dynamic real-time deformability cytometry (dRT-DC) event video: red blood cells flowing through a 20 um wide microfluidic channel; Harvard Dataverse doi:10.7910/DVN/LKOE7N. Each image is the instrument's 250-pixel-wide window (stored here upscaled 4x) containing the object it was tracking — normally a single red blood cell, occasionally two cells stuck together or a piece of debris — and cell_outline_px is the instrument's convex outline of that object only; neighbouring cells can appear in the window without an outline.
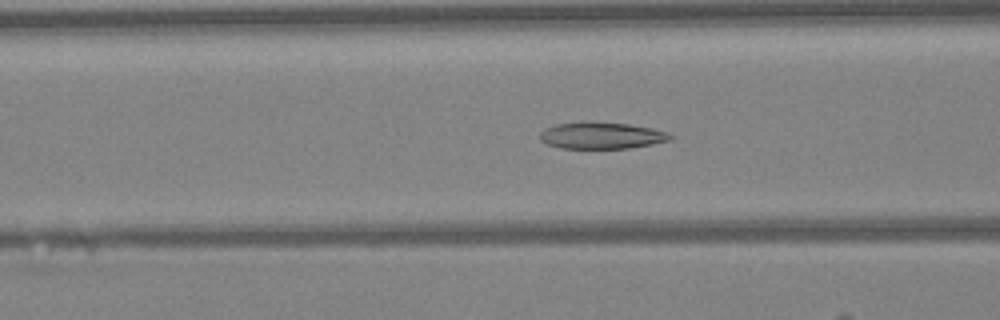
{"species": "Egyptian fruit bat (a non-hibernating species)", "species_latin": "Rousettus aegyptiacus", "temperature_condition": "warm", "stored_images_in_passage": 49, "segment_of_instrument_passage": [1, 2], "camera_frame_rate_fps": 3000, "um_per_image_px": 0.085, "animal": {"sex": "female"}, "frame": {"image": 1, "passage_image": 19, "time_ms": 6.0, "image_size_px": [1000, 320], "cell_outline_px": [[676, 136], [672, 140], [652, 144], [628, 148], [560, 148], [548, 144], [540, 140], [540, 132], [544, 128], [556, 124], [628, 124], [652, 128], [668, 132]], "centroid_in_image_um": [51.2, 11.56], "position_along_channel_um": 115.4, "area_um2": 19.59}}
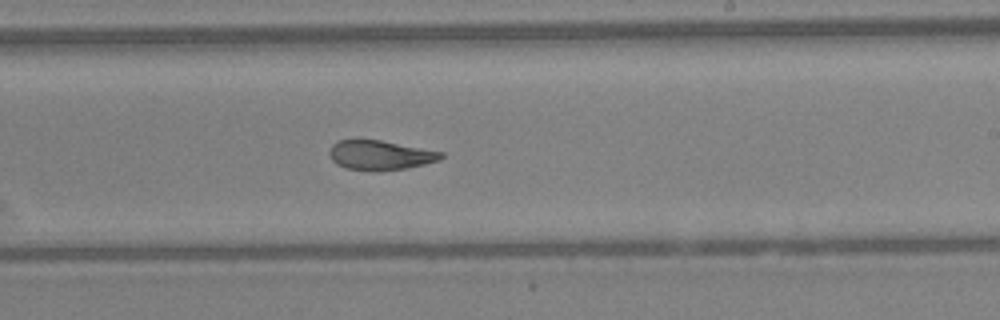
{"frame": {"image": 2, "passage_image": 29, "time_ms": 9.333, "image_size_px": [1000, 320], "cell_outline_px": [[444, 156], [440, 160], [408, 168], [376, 172], [372, 172], [344, 168], [336, 164], [332, 160], [328, 152], [332, 144], [340, 140], [380, 140], [444, 152]], "centroid_in_image_um": [32.31, 13.21], "position_along_channel_um": 256.7, "area_um2": 19.48}}
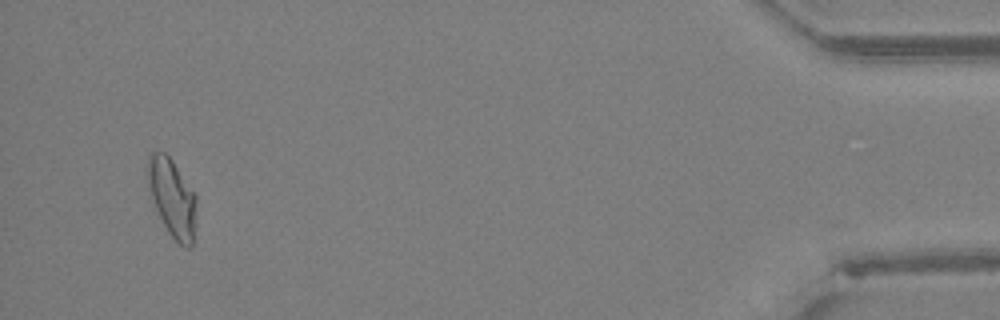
{"frame": {"image": 3, "passage_image": 46, "time_ms": 15.0, "image_size_px": [1000, 320], "cell_outline_px": [[196, 224], [192, 244], [188, 248], [180, 244], [168, 232], [156, 208], [152, 196], [148, 180], [148, 156], [152, 152], [164, 152], [172, 160], [196, 196]], "centroid_in_image_um": [14.67, 16.83], "position_along_channel_um": 420.5, "area_um2": 21.56}}